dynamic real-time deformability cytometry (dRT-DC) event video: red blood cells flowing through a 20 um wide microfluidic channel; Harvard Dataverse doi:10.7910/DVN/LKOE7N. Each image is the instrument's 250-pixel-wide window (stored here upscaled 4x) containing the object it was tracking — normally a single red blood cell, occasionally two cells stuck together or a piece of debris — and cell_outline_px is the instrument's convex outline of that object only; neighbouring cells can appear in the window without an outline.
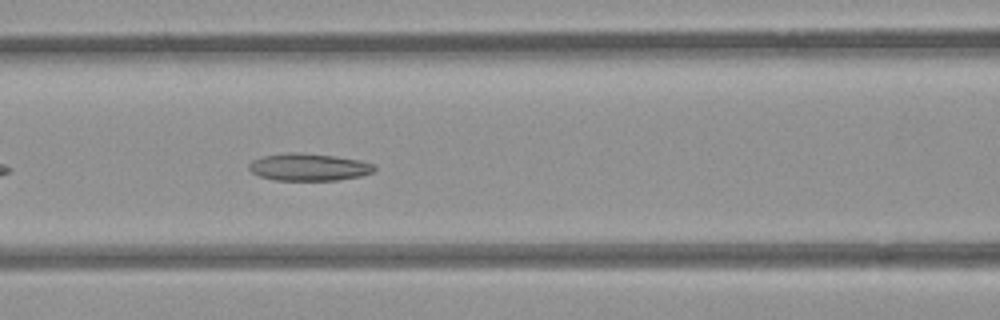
{"species": "common noctule bat (a hibernating species)", "species_latin": "Nyctalus noctula", "temperature_condition": "room temperature", "stored_images_in_passage": 42, "camera_frame_rate_fps": 3000, "um_per_image_px": 0.085, "animal": {"sex": "female", "body_mass_g": 21.9}, "frame": {"image": 1, "passage_image": 10, "time_ms": 3.0, "image_size_px": [1000, 320], "cell_outline_px": [[376, 168], [372, 172], [360, 176], [336, 180], [276, 180], [260, 176], [252, 172], [248, 168], [248, 164], [252, 160], [260, 156], [284, 152], [300, 152], [336, 156], [360, 160], [372, 164]], "centroid_in_image_um": [26.2, 14.18], "position_along_channel_um": 140.4, "area_um2": 20.06}}
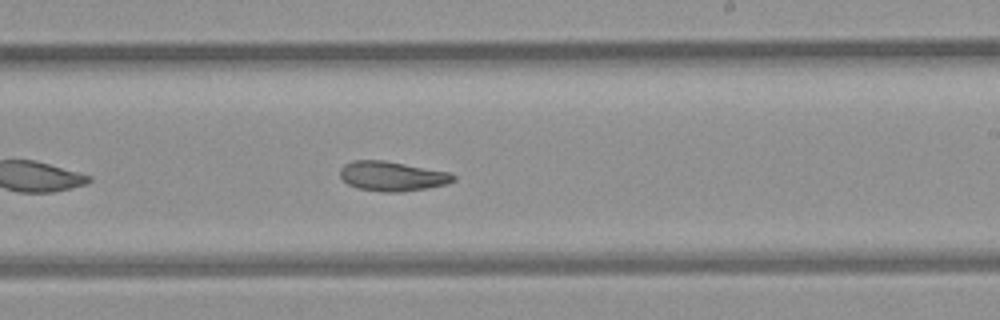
{"frame": {"image": 2, "passage_image": 19, "time_ms": 6.0, "image_size_px": [1000, 320], "cell_outline_px": [[456, 180], [448, 184], [428, 188], [400, 192], [384, 192], [356, 188], [348, 184], [340, 176], [340, 168], [344, 164], [352, 160], [384, 160], [448, 172], [456, 176]], "centroid_in_image_um": [33.33, 14.98], "position_along_channel_um": 255.7, "area_um2": 19.65}}
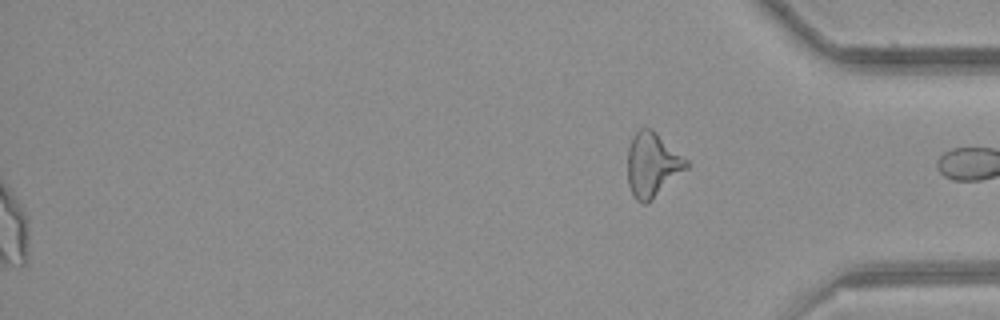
{"frame": {"image": 3, "passage_image": 42, "time_ms": 13.667, "image_size_px": [1000, 320], "cell_outline_px": [[688, 168], [648, 204], [640, 204], [636, 200], [628, 184], [628, 148], [632, 136], [640, 128], [652, 128], [688, 160]], "centroid_in_image_um": [55.45, 14.02], "position_along_channel_um": 379.7, "area_um2": 22.2}, "authors_computed_cell_mechanics": {"area_um2": 20.5479, "velocity_mm_per_s": 3.8577, "shape_relaxation_time_tau1_ms": null, "shape_relaxation_time_tau2_ms": 11.3506, "deformation_change_tau1": null, "deformation_change_tau2": 0.1999}}